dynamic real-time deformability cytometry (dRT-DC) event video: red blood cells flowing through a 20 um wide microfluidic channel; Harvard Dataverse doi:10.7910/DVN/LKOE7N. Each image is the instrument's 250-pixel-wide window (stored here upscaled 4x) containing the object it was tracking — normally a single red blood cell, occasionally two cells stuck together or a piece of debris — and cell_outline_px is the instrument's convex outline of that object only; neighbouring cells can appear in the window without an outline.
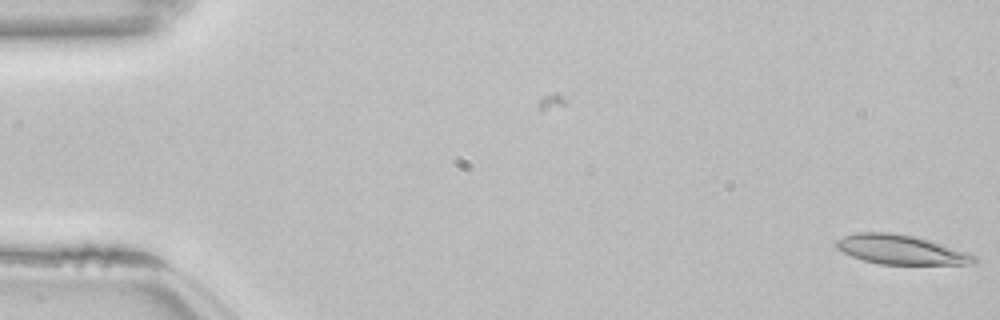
{"species": "common noctule bat (a hibernating species)", "species_latin": "Nyctalus noctula", "temperature_condition": "room temperature", "stored_images_in_passage": 7, "camera_frame_rate_fps": 3000, "um_per_image_px": 0.085, "animal": {"sex": "female", "body_mass_g": 22.7, "forearm_length_mm": 54.2}, "frame": {"image": 1, "passage_image": 7, "time_ms": 2.0, "image_size_px": [1000, 320], "cell_outline_px": [[980, 260], [976, 264], [880, 264], [864, 260], [852, 256], [836, 248], [836, 240], [844, 236], [856, 232], [892, 232], [912, 236], [928, 240], [968, 252], [976, 256]], "centroid_in_image_um": [76.6, 21.22], "position_along_channel_um": 8.4, "area_um2": 23.52}}